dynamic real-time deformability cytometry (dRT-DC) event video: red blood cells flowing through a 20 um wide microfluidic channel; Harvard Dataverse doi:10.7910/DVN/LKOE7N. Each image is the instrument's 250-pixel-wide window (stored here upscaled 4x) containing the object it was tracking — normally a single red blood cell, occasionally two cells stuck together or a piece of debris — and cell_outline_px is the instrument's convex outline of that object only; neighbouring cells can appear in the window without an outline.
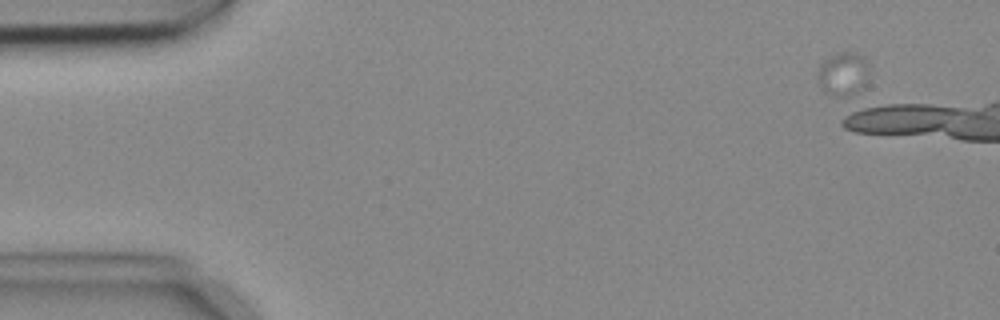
{"species": "common noctule bat (a hibernating species)", "species_latin": "Nyctalus noctula", "temperature_condition": "cold", "stored_images_in_passage": 1, "camera_frame_rate_fps": 3000, "um_per_image_px": 0.085, "animal": {"sex": "female", "body_mass_g": 18.4}, "frame": {"image": 1, "passage_image": 1, "time_ms": 0.0, "image_size_px": [1000, 320], "cell_outline_px": [[872, 68], [864, 84], [848, 100], [844, 100], [824, 92], [820, 88], [816, 80], [816, 72], [820, 64], [828, 56], [836, 52], [856, 52], [864, 56], [868, 60]], "centroid_in_image_um": [71.66, 6.3], "position_along_channel_um": 13.3, "area_um2": 14.1}}